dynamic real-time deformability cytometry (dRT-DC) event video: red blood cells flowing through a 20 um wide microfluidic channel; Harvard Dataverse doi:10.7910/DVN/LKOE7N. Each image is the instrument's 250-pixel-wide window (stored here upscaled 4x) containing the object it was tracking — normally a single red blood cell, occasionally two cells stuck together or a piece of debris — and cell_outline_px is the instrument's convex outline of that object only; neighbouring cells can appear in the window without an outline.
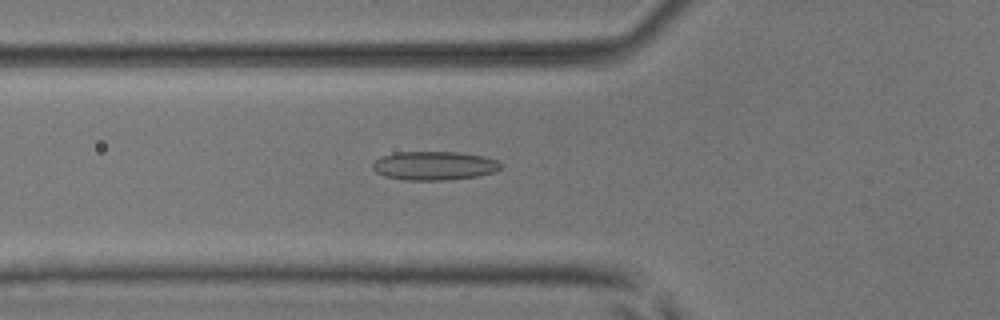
{"species": "common noctule bat (a hibernating species)", "species_latin": "Nyctalus noctula", "temperature_condition": "room temperature", "stored_images_in_passage": 51, "camera_frame_rate_fps": 3000, "um_per_image_px": 0.085, "animal": {"sex": "male", "body_mass_g": 17.9, "forearm_length_mm": 54.2}, "frame": {"image": 1, "passage_image": 19, "time_ms": 6.0, "image_size_px": [1000, 320], "cell_outline_px": [[500, 168], [496, 172], [480, 176], [444, 180], [404, 180], [384, 176], [376, 172], [372, 168], [372, 164], [380, 156], [396, 152], [456, 152], [484, 156], [496, 160], [500, 164]], "centroid_in_image_um": [36.89, 14.09], "position_along_channel_um": 88.9, "area_um2": 21.56}}
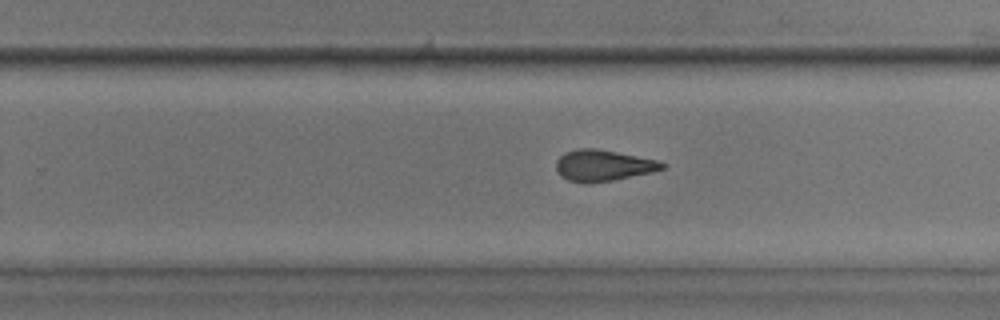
{"frame": {"image": 2, "passage_image": 33, "time_ms": 10.667, "image_size_px": [1000, 320], "cell_outline_px": [[668, 164], [664, 168], [652, 172], [612, 180], [588, 184], [584, 184], [568, 180], [560, 176], [556, 168], [556, 160], [564, 152], [576, 148], [596, 148], [660, 160]], "centroid_in_image_um": [51.26, 14.06], "position_along_channel_um": 278.5, "area_um2": 19.59}}
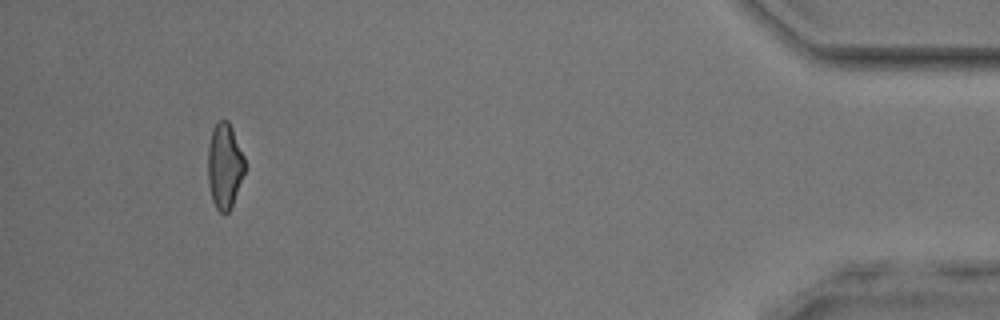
{"frame": {"image": 3, "passage_image": 48, "time_ms": 15.667, "image_size_px": [1000, 320], "cell_outline_px": [[244, 172], [232, 204], [228, 212], [220, 212], [216, 208], [212, 200], [208, 184], [208, 148], [212, 128], [216, 120], [228, 120], [232, 128], [244, 156]], "centroid_in_image_um": [19.06, 14.05], "position_along_channel_um": 416.1, "area_um2": 18.21}, "authors_computed_cell_mechanics": {"area_um2": 19.7098, "velocity_mm_per_s": 4.0694, "shape_relaxation_time_tau1_ms": null, "shape_relaxation_time_tau2_ms": 1.7749, "deformation_change_tau1": null, "deformation_change_tau2": 0.0998}}